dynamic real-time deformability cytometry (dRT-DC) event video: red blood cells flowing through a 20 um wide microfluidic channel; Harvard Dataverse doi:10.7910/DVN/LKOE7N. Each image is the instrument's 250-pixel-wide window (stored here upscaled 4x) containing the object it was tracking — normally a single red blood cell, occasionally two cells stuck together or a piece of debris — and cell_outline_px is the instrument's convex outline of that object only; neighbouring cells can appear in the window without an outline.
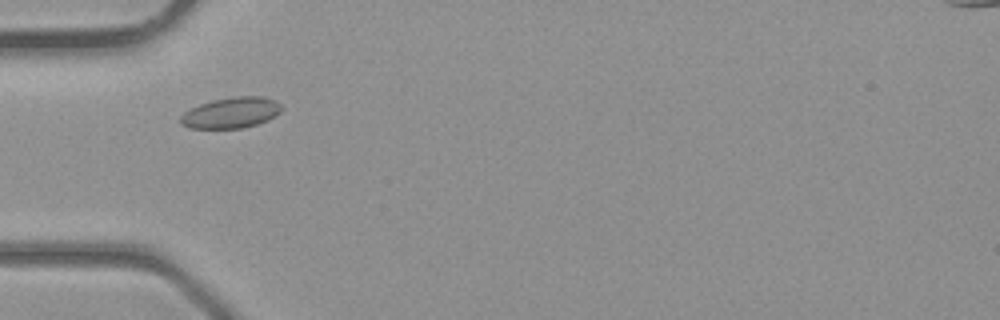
{"species": "common noctule bat (a hibernating species)", "species_latin": "Nyctalus noctula", "temperature_condition": "room temperature", "stored_images_in_passage": 31, "camera_frame_rate_fps": 3000, "um_per_image_px": 0.085, "animal": {"sex": "male", "body_mass_g": 23.1, "forearm_length_mm": 52.7}, "frame": {"image": 1, "passage_image": 4, "time_ms": 1.0, "image_size_px": [1000, 320], "cell_outline_px": [[284, 108], [276, 116], [268, 120], [256, 124], [240, 128], [192, 128], [180, 124], [180, 116], [184, 112], [200, 104], [212, 100], [236, 96], [264, 96], [276, 100]], "centroid_in_image_um": [19.68, 9.57], "position_along_channel_um": 65.3, "area_um2": 18.21}}
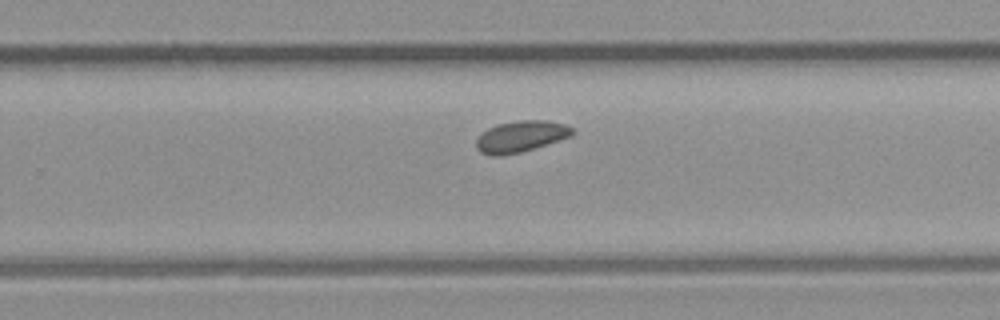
{"frame": {"image": 2, "passage_image": 17, "time_ms": 5.333, "image_size_px": [1000, 320], "cell_outline_px": [[576, 132], [572, 136], [520, 152], [500, 156], [492, 156], [480, 152], [476, 148], [476, 140], [488, 128], [496, 124], [516, 120], [548, 120], [564, 124], [576, 128]], "centroid_in_image_um": [44.3, 11.58], "position_along_channel_um": 285.5, "area_um2": 17.63}}
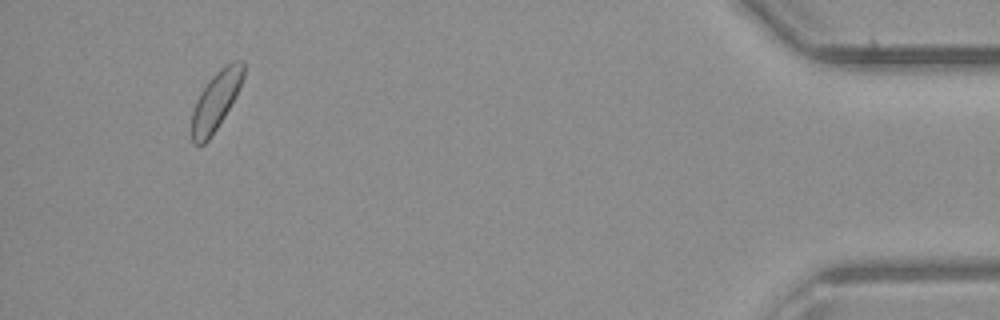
{"frame": {"image": 3, "passage_image": 29, "time_ms": 9.333, "image_size_px": [1000, 320], "cell_outline_px": [[244, 76], [240, 88], [224, 116], [208, 140], [204, 144], [192, 144], [192, 112], [196, 100], [200, 92], [208, 80], [224, 64], [232, 60], [244, 60]], "centroid_in_image_um": [18.36, 8.51], "position_along_channel_um": 416.8, "area_um2": 17.63}}